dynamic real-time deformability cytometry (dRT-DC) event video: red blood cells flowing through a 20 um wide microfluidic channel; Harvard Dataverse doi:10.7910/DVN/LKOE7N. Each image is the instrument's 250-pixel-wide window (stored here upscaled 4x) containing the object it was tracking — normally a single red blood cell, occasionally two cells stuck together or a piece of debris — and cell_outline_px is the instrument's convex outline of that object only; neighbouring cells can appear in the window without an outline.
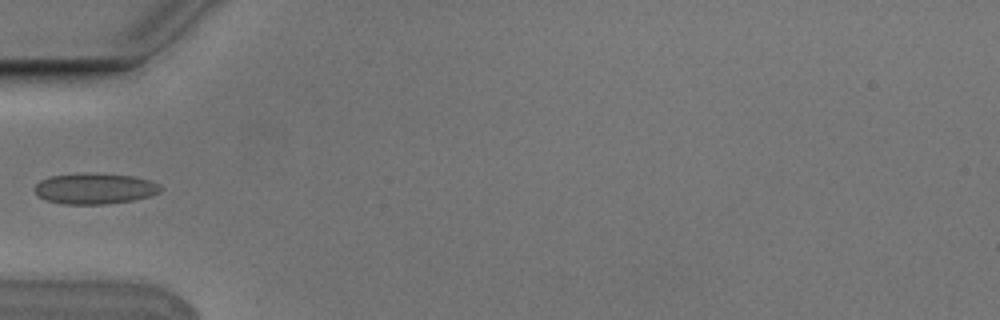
{"species": "Egyptian fruit bat (a non-hibernating species)", "species_latin": "Rousettus aegyptiacus", "temperature_condition": "cold", "stored_images_in_passage": 4, "camera_frame_rate_fps": 3000, "um_per_image_px": 0.085, "animal": {"sex": "male"}, "frame": {"image": 1, "passage_image": 4, "time_ms": 1.0, "image_size_px": [1000, 320], "cell_outline_px": [[164, 188], [160, 192], [148, 196], [132, 200], [104, 204], [64, 204], [44, 200], [32, 188], [40, 180], [48, 176], [84, 172], [92, 172], [136, 176], [160, 184]], "centroid_in_image_um": [8.04, 16.01], "position_along_channel_um": 77.0, "area_um2": 23.0}}